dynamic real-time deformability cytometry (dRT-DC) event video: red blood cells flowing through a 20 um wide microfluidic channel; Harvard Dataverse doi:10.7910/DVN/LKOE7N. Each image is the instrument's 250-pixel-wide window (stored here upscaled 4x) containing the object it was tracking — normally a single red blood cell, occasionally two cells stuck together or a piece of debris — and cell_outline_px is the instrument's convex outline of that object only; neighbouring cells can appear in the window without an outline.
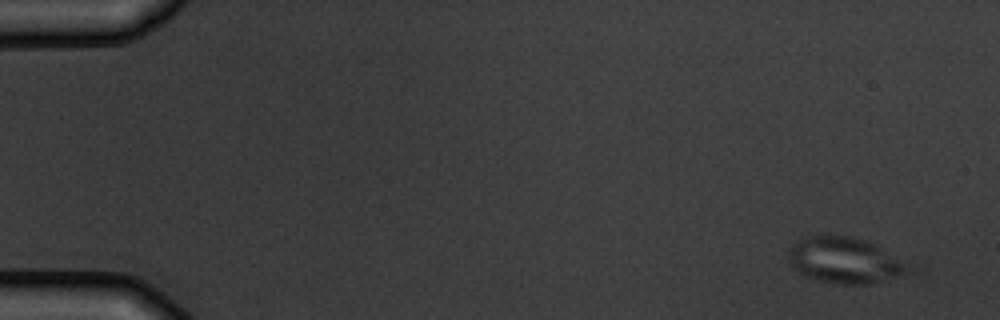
{"species": "common noctule bat (a hibernating species)", "species_latin": "Nyctalus noctula", "temperature_condition": "warm", "stored_images_in_passage": 5, "camera_frame_rate_fps": 3000, "um_per_image_px": 0.085, "animal": {"sex": "male", "body_mass_g": 19.5, "forearm_length_mm": 54.6}, "frame": {"image": 1, "passage_image": 1, "time_ms": 0.0, "image_size_px": [1000, 320], "cell_outline_px": [[904, 272], [868, 284], [840, 284], [820, 280], [808, 276], [800, 272], [792, 264], [788, 256], [788, 252], [792, 244], [796, 240], [804, 236], [852, 236], [876, 244], [896, 260], [904, 268]], "centroid_in_image_um": [71.62, 22.09], "position_along_channel_um": 13.4, "area_um2": 30.4}}